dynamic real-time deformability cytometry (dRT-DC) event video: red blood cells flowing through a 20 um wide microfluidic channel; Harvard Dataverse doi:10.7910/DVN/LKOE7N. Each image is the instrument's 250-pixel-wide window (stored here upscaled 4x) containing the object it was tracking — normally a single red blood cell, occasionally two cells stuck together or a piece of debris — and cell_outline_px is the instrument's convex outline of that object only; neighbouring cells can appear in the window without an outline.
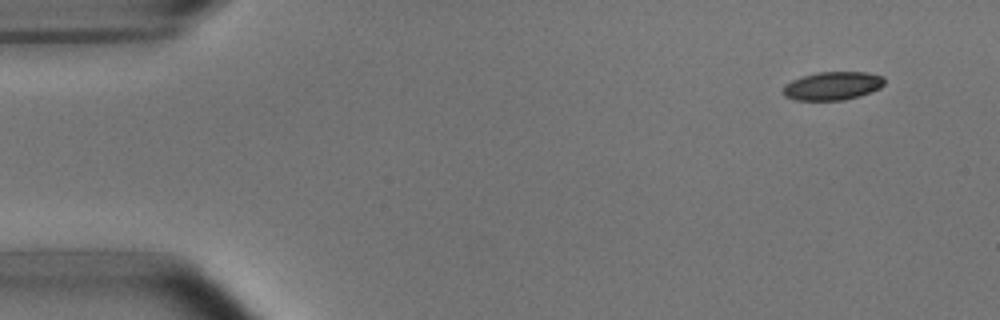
{"species": "common noctule bat (a hibernating species)", "species_latin": "Nyctalus noctula", "temperature_condition": "room temperature", "stored_images_in_passage": 4, "camera_frame_rate_fps": 3000, "um_per_image_px": 0.085, "animal": {"sex": "male", "body_mass_g": 15.6}, "frame": {"image": 1, "passage_image": 1, "time_ms": 0.0, "image_size_px": [1000, 320], "cell_outline_px": [[884, 84], [880, 88], [872, 92], [860, 96], [844, 100], [796, 100], [784, 96], [780, 92], [784, 84], [800, 76], [816, 72], [868, 72], [884, 76]], "centroid_in_image_um": [70.74, 7.29], "position_along_channel_um": 14.3, "area_um2": 17.11}}
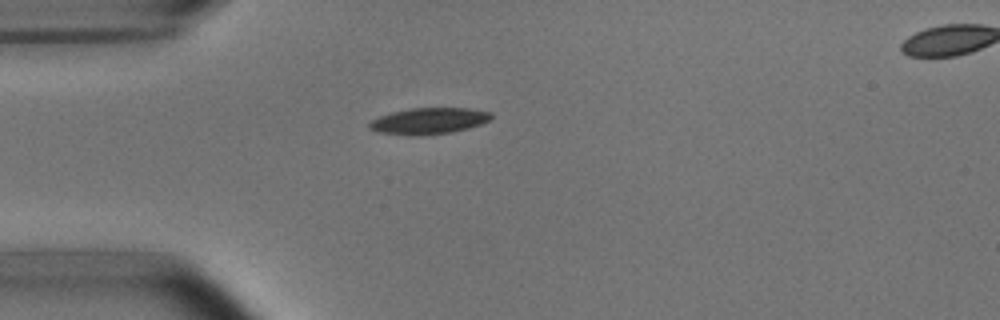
{"frame": {"image": 2, "passage_image": 3, "time_ms": 0.667, "image_size_px": [1000, 320], "cell_outline_px": [[492, 116], [488, 120], [480, 124], [468, 128], [452, 132], [420, 136], [412, 136], [380, 132], [368, 128], [368, 124], [372, 120], [380, 116], [392, 112], [412, 108], [468, 108], [492, 112]], "centroid_in_image_um": [36.44, 10.28], "position_along_channel_um": 48.6, "area_um2": 18.61}}